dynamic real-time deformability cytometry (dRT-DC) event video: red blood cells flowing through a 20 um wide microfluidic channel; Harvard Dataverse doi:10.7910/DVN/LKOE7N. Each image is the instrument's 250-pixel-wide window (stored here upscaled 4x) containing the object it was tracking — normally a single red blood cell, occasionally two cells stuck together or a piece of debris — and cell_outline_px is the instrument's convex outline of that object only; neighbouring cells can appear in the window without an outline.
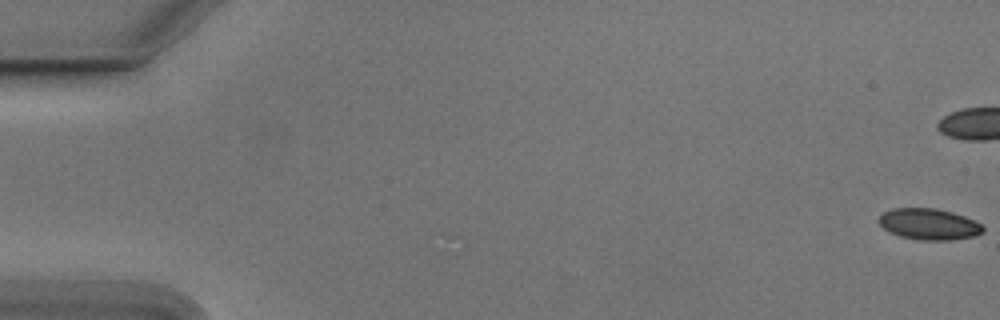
{"species": "Egyptian fruit bat (a non-hibernating species)", "species_latin": "Rousettus aegyptiacus", "temperature_condition": "cold", "stored_images_in_passage": 56, "camera_frame_rate_fps": 3000, "um_per_image_px": 0.085, "animal": {"sex": "male"}, "frame": {"image": 1, "passage_image": 1, "time_ms": 0.0, "image_size_px": [1000, 320], "cell_outline_px": [[984, 232], [976, 236], [952, 240], [920, 240], [900, 236], [888, 232], [880, 224], [880, 216], [884, 212], [892, 208], [936, 208], [952, 212], [964, 216], [980, 224], [984, 228]], "centroid_in_image_um": [78.98, 19.06], "position_along_channel_um": 6.0, "area_um2": 18.9}}
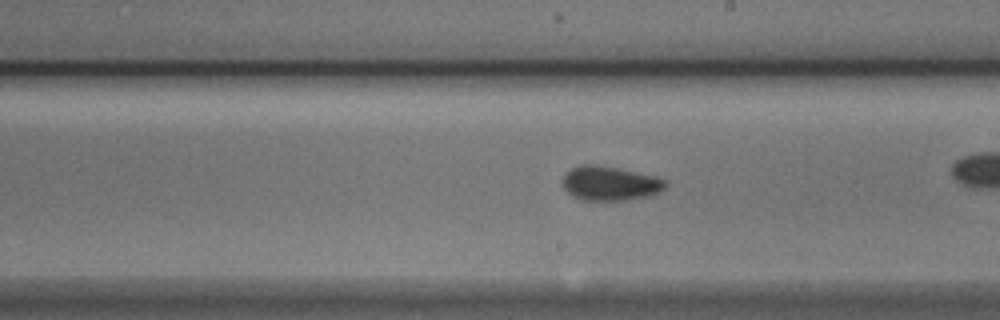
{"frame": {"image": 2, "passage_image": 32, "time_ms": 10.333, "image_size_px": [1000, 320], "cell_outline_px": [[668, 184], [660, 192], [648, 196], [628, 200], [580, 200], [572, 196], [564, 188], [560, 180], [564, 172], [580, 164], [596, 164], [656, 176], [668, 180]], "centroid_in_image_um": [51.82, 15.58], "position_along_channel_um": 237.2, "area_um2": 20.92}}
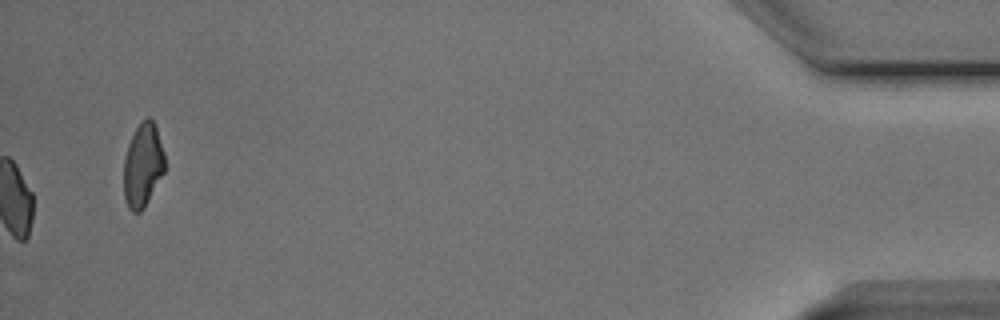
{"frame": {"image": 3, "passage_image": 56, "time_ms": 18.333, "image_size_px": [1000, 320], "cell_outline_px": [[164, 172], [144, 208], [140, 212], [132, 212], [128, 208], [124, 196], [124, 160], [128, 144], [140, 120], [148, 116], [152, 120], [156, 128], [164, 152]], "centroid_in_image_um": [12.13, 14.04], "position_along_channel_um": 423.1, "area_um2": 19.94}, "authors_computed_cell_mechanics": {"area_um2": 19.4497, "velocity_mm_per_s": 3.7723, "shape_relaxation_time_tau1_ms": 2.2859, "shape_relaxation_time_tau2_ms": 2.6596, "deformation_change_tau1": 0.0793, "deformation_change_tau2": 0.0497}}